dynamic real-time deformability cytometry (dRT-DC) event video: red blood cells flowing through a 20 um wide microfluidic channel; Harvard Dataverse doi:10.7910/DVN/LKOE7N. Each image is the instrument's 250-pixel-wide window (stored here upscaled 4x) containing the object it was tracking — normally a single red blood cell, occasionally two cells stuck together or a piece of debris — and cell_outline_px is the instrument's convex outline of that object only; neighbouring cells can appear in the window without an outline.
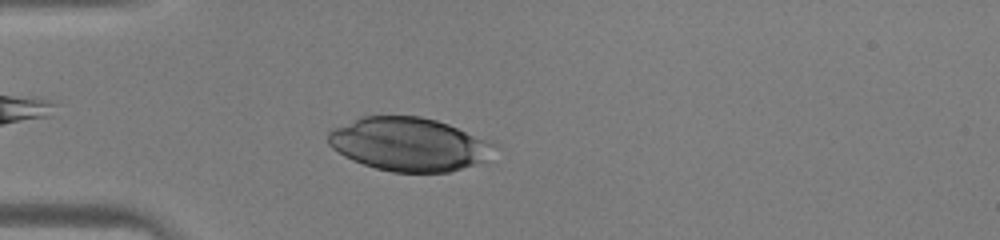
{"species": "human", "species_latin": "Homo sapiens", "temperature_condition": "warm", "stored_images_in_passage": 35, "camera_frame_rate_fps": 3000, "um_per_image_px": 0.085, "donor": {"sex": "male"}, "frame": {"image": 1, "passage_image": 8, "time_ms": 2.333, "image_size_px": [1000, 240], "cell_outline_px": [[500, 148], [488, 164], [448, 172], [392, 172], [376, 168], [352, 160], [344, 156], [332, 148], [328, 144], [328, 132], [332, 128], [360, 116], [420, 116], [436, 120], [448, 124], [492, 140]], "centroid_in_image_um": [34.89, 12.28], "position_along_channel_um": 50.1, "area_um2": 53.06}}
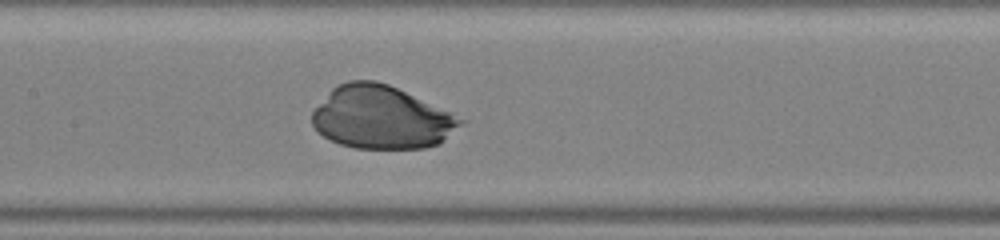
{"frame": {"image": 2, "passage_image": 17, "time_ms": 5.333, "image_size_px": [1000, 240], "cell_outline_px": [[468, 120], [440, 144], [424, 148], [356, 148], [340, 144], [324, 136], [312, 124], [312, 112], [332, 88], [348, 80], [376, 80], [388, 84], [452, 112]], "centroid_in_image_um": [32.47, 9.98], "position_along_channel_um": 174.9, "area_um2": 54.45}}
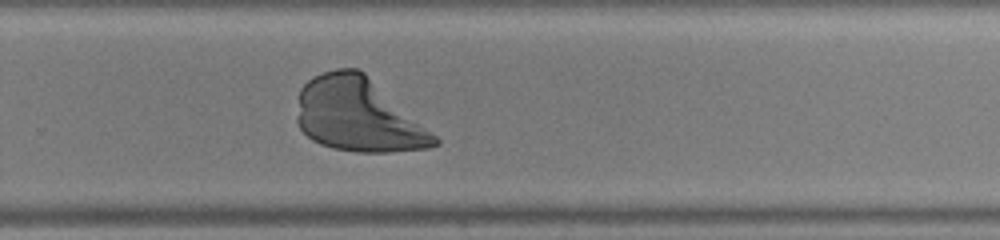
{"frame": {"image": 3, "passage_image": 25, "time_ms": 8.0, "image_size_px": [1000, 240], "cell_outline_px": [[440, 144], [428, 148], [388, 152], [356, 152], [332, 148], [320, 144], [312, 140], [300, 128], [296, 120], [300, 88], [312, 76], [336, 68], [360, 68], [436, 136], [440, 140]], "centroid_in_image_um": [30.41, 9.78], "position_along_channel_um": 299.4, "area_um2": 58.84}}